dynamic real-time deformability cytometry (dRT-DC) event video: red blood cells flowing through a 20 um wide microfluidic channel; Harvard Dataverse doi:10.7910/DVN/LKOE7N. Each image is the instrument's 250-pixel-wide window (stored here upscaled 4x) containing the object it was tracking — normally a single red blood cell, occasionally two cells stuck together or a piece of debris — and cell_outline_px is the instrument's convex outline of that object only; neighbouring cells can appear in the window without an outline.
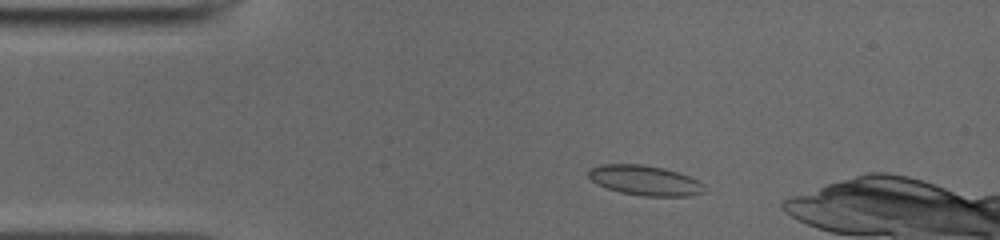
{"species": "common noctule bat (a hibernating species)", "species_latin": "Nyctalus noctula", "temperature_condition": "cold", "stored_images_in_passage": 42, "camera_frame_rate_fps": 3000, "um_per_image_px": 0.085, "animal": {"sex": "male", "body_mass_g": 19.0, "forearm_length_mm": 50.8}, "frame": {"image": 1, "passage_image": 7, "time_ms": 2.0, "image_size_px": [1000, 240], "cell_outline_px": [[704, 192], [688, 196], [644, 196], [620, 192], [596, 184], [588, 176], [588, 172], [592, 168], [604, 164], [640, 164], [664, 168], [680, 172], [704, 184]], "centroid_in_image_um": [54.83, 15.33], "position_along_channel_um": 30.2, "area_um2": 20.11}}
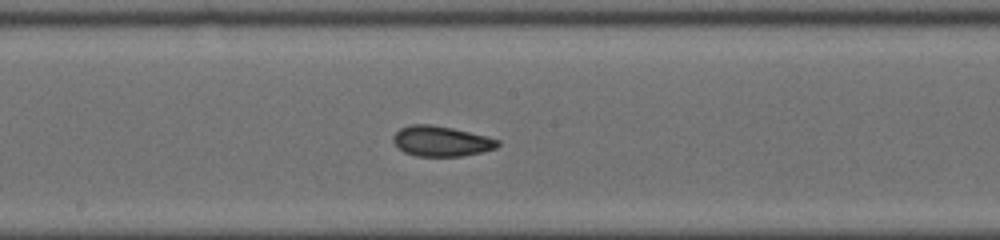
{"frame": {"image": 2, "passage_image": 24, "time_ms": 7.667, "image_size_px": [1000, 240], "cell_outline_px": [[500, 144], [496, 148], [484, 152], [460, 156], [416, 156], [404, 152], [392, 140], [392, 136], [400, 128], [412, 124], [428, 124], [452, 128], [500, 140]], "centroid_in_image_um": [37.5, 12.0], "position_along_channel_um": 210.7, "area_um2": 18.32}}
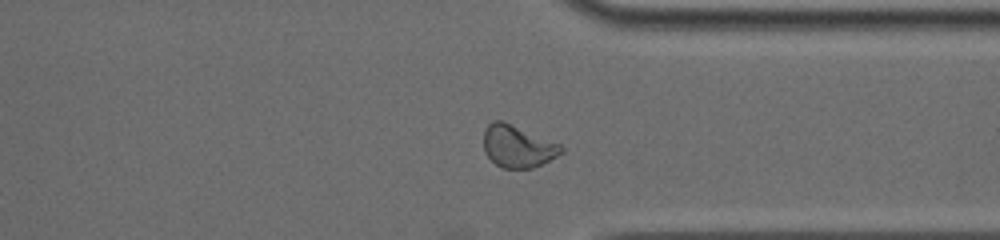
{"frame": {"image": 3, "passage_image": 36, "time_ms": 11.667, "image_size_px": [1000, 240], "cell_outline_px": [[564, 152], [532, 168], [500, 168], [484, 152], [484, 128], [492, 120], [504, 120], [560, 144], [564, 148]], "centroid_in_image_um": [43.98, 12.41], "position_along_channel_um": 367.4, "area_um2": 19.13}, "authors_computed_cell_mechanics": {"area_um2": 19.0162, "velocity_mm_per_s": 3.938, "shape_relaxation_time_tau1_ms": null, "shape_relaxation_time_tau2_ms": 2.085, "deformation_change_tau1": null, "deformation_change_tau2": 0.0624}}